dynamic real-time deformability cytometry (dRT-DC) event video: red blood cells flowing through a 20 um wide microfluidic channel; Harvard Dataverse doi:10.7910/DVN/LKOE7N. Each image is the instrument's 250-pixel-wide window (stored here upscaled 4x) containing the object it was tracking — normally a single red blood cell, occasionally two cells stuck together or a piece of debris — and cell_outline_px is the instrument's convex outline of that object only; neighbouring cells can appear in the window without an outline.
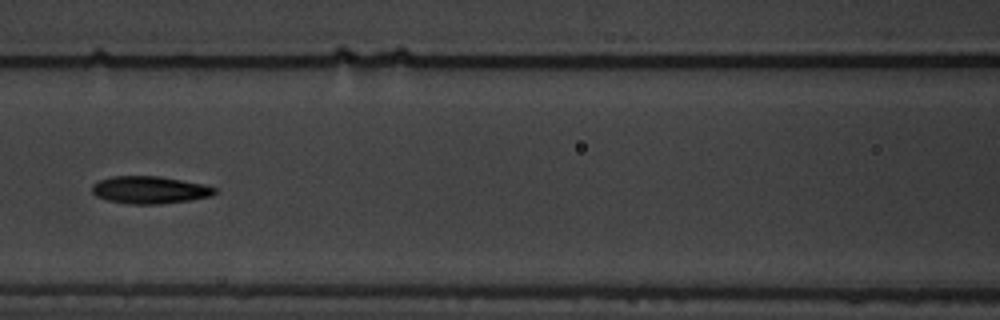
{"species": "common noctule bat (a hibernating species)", "species_latin": "Nyctalus noctula", "temperature_condition": "warm", "stored_images_in_passage": 7, "camera_frame_rate_fps": 3000, "um_per_image_px": 0.085, "animal": {"sex": "male", "body_mass_g": 19.5, "forearm_length_mm": 54.6}, "frame": {"image": 1, "passage_image": 7, "time_ms": 7.0, "image_size_px": [1000, 320], "cell_outline_px": [[216, 192], [212, 196], [188, 200], [160, 204], [128, 204], [108, 200], [96, 196], [92, 192], [92, 184], [100, 180], [112, 176], [160, 176], [204, 184], [216, 188]], "centroid_in_image_um": [12.72, 16.14], "position_along_channel_um": 153.9, "area_um2": 19.59}}